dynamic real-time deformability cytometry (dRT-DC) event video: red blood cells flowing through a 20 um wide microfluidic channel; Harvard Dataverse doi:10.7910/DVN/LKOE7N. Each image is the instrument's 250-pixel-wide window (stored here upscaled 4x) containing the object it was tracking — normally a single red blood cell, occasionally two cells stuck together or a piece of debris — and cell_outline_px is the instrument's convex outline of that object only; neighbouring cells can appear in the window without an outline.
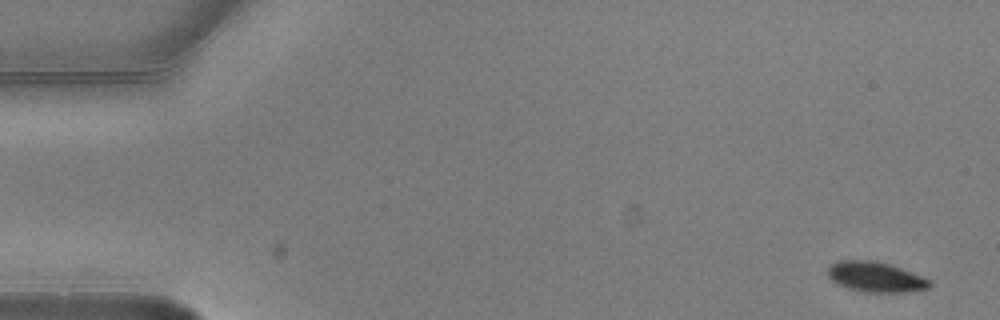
{"species": "common noctule bat (a hibernating species)", "species_latin": "Nyctalus noctula", "temperature_condition": "warm", "stored_images_in_passage": 5, "camera_frame_rate_fps": 3000, "um_per_image_px": 0.085, "animal": {"sex": "male", "body_mass_g": 20.5, "forearm_length_mm": 52.5}, "frame": {"image": 1, "passage_image": 1, "time_ms": 0.0, "image_size_px": [1000, 320], "cell_outline_px": [[932, 284], [928, 288], [908, 292], [864, 292], [848, 288], [836, 284], [828, 276], [828, 268], [832, 264], [840, 260], [872, 260], [892, 264], [932, 280]], "centroid_in_image_um": [74.45, 23.54], "position_along_channel_um": 10.6, "area_um2": 18.09}}
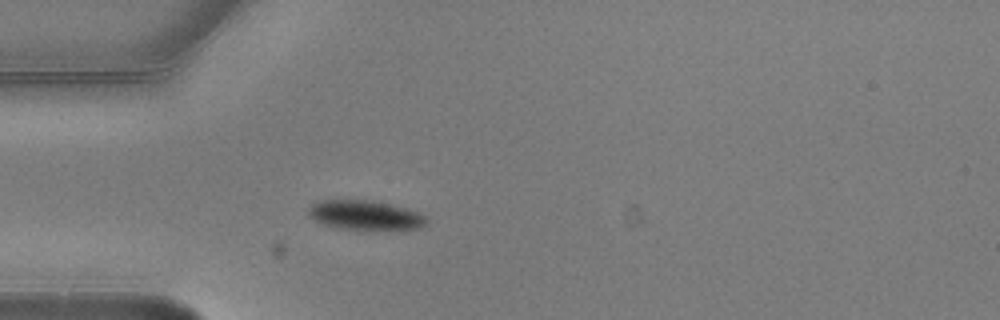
{"frame": {"image": 2, "passage_image": 5, "time_ms": 1.333, "image_size_px": [1000, 320], "cell_outline_px": [[428, 224], [420, 228], [336, 228], [324, 224], [316, 220], [308, 212], [308, 208], [316, 200], [372, 200], [408, 208], [420, 212], [428, 220]], "centroid_in_image_um": [31.06, 18.25], "position_along_channel_um": 53.9, "area_um2": 19.88}}